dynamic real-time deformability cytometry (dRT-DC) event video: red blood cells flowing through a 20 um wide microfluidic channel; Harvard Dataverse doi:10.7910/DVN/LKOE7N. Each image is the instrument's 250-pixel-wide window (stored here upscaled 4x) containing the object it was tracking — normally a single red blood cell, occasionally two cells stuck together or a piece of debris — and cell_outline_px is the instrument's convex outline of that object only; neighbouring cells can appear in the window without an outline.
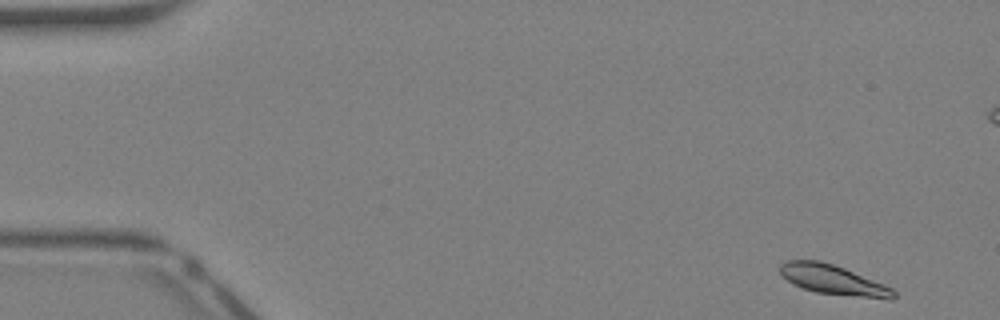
{"species": "Egyptian fruit bat (a non-hibernating species)", "species_latin": "Rousettus aegyptiacus", "temperature_condition": "warm", "stored_images_in_passage": 41, "camera_frame_rate_fps": 3000, "um_per_image_px": 0.085, "animal": {"sex": "female"}, "frame": {"image": 1, "passage_image": 1, "time_ms": 0.0, "image_size_px": [1000, 320], "cell_outline_px": [[896, 296], [892, 300], [888, 300], [816, 292], [792, 284], [780, 272], [780, 264], [784, 260], [820, 260], [844, 268], [884, 284], [892, 288], [896, 292]], "centroid_in_image_um": [70.85, 23.79], "position_along_channel_um": 14.2, "area_um2": 19.65}}
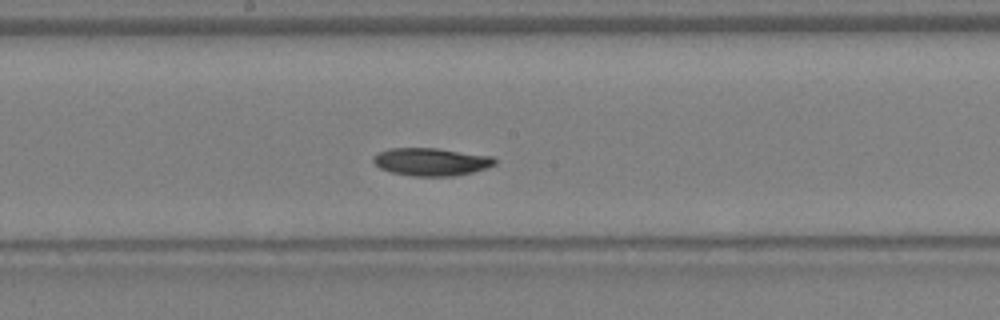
{"frame": {"image": 2, "passage_image": 21, "time_ms": 6.667, "image_size_px": [1000, 320], "cell_outline_px": [[496, 164], [488, 168], [472, 172], [452, 176], [412, 176], [392, 172], [380, 168], [372, 160], [372, 156], [376, 152], [388, 148], [436, 148], [496, 156]], "centroid_in_image_um": [36.67, 13.74], "position_along_channel_um": 211.5, "area_um2": 19.94}}
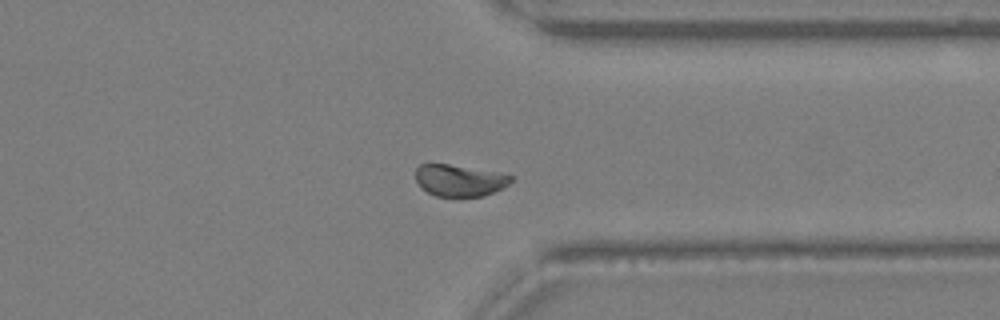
{"frame": {"image": 3, "passage_image": 31, "time_ms": 10.0, "image_size_px": [1000, 320], "cell_outline_px": [[512, 180], [504, 188], [484, 196], [456, 200], [436, 196], [420, 188], [416, 180], [416, 168], [420, 164], [448, 164], [492, 172], [512, 176]], "centroid_in_image_um": [39.02, 15.4], "position_along_channel_um": 372.4, "area_um2": 18.03}, "authors_computed_cell_mechanics": {"area_um2": 19.7676, "velocity_mm_per_s": 4.8621, "shape_relaxation_time_tau1_ms": 2.2592, "shape_relaxation_time_tau2_ms": 6.8451, "deformation_change_tau1": 0.0885, "deformation_change_tau2": 0.0741}}